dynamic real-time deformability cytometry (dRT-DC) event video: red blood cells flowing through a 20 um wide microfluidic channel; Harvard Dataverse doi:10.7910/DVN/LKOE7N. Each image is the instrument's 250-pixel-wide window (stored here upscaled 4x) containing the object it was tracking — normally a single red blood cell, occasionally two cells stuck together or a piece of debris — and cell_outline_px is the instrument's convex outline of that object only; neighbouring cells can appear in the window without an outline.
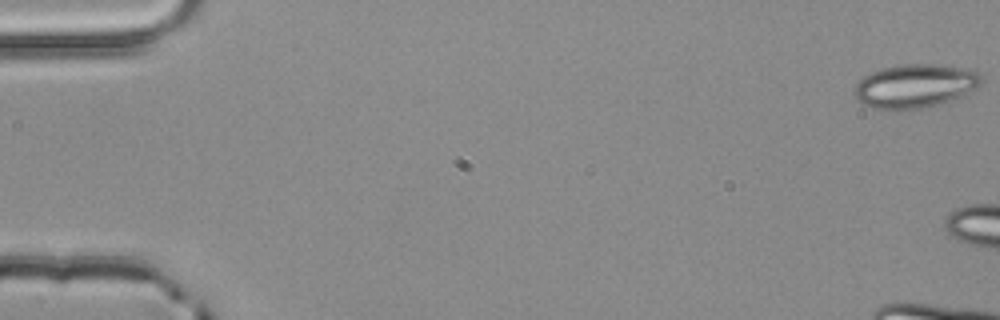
{"species": "common noctule bat (a hibernating species)", "species_latin": "Nyctalus noctula", "temperature_condition": "room temperature", "stored_images_in_passage": 6, "camera_frame_rate_fps": 3000, "um_per_image_px": 0.085, "animal": {"sex": "male", "body_mass_g": 20.4}, "frame": {"image": 1, "passage_image": 1, "time_ms": 0.0, "image_size_px": [1000, 320], "cell_outline_px": [[984, 80], [976, 88], [964, 96], [936, 104], [920, 108], [872, 108], [856, 100], [852, 92], [852, 88], [864, 76], [880, 68], [900, 64], [940, 64], [976, 68], [980, 72]], "centroid_in_image_um": [77.83, 7.26], "position_along_channel_um": 7.2, "area_um2": 32.71}}